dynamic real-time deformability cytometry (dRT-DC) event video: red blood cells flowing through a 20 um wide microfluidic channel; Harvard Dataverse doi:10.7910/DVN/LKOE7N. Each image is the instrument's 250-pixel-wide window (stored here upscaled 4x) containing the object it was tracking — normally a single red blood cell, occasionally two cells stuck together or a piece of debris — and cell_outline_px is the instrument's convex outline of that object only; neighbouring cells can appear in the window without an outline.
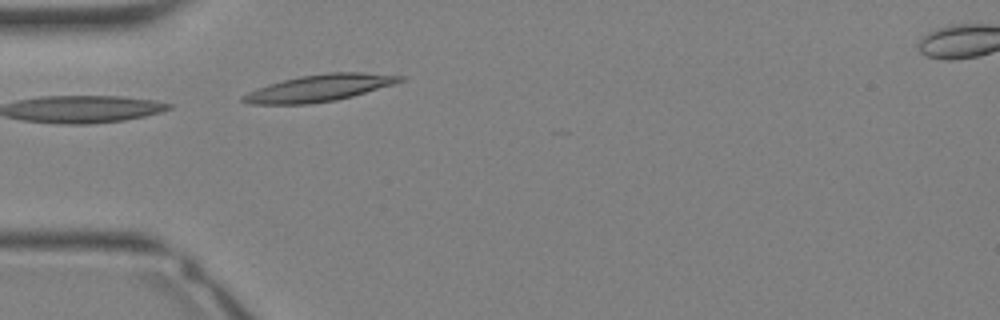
{"species": "Egyptian fruit bat (a non-hibernating species)", "species_latin": "Rousettus aegyptiacus", "temperature_condition": "warm", "stored_images_in_passage": 5, "camera_frame_rate_fps": 3000, "um_per_image_px": 0.085, "animal": {"sex": "female"}, "frame": {"image": 1, "passage_image": 2, "time_ms": 0.333, "image_size_px": [1000, 320], "cell_outline_px": [[404, 80], [396, 84], [352, 96], [336, 100], [308, 104], [252, 104], [240, 100], [240, 96], [248, 92], [268, 84], [300, 76], [332, 72], [360, 72], [404, 76]], "centroid_in_image_um": [27.15, 7.48], "position_along_channel_um": 57.8, "area_um2": 24.39}}